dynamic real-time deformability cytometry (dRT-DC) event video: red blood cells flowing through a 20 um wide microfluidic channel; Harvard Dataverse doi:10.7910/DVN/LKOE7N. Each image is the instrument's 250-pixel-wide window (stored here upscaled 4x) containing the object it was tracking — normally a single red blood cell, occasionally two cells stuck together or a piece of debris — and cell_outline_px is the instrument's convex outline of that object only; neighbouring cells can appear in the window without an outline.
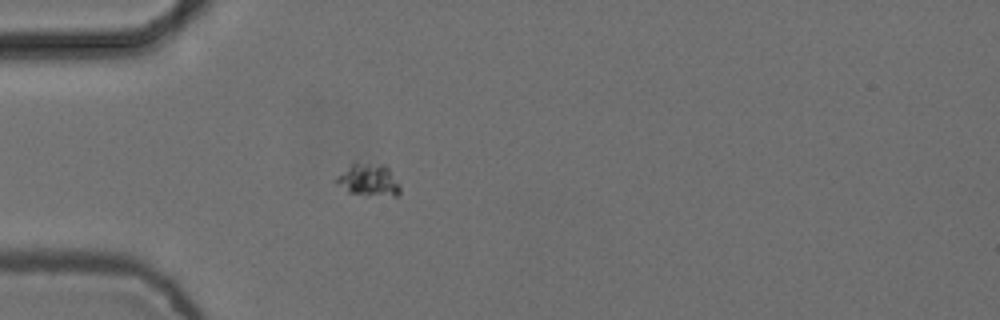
{"species": "common noctule bat (a hibernating species)", "species_latin": "Nyctalus noctula", "temperature_condition": "cold", "stored_images_in_passage": 1, "camera_frame_rate_fps": 3000, "um_per_image_px": 0.085, "animal": {"sex": "female", "body_mass_g": 24.6, "forearm_length_mm": 56.2}, "frame": {"image": 1, "passage_image": 1, "time_ms": 0.0, "image_size_px": [1000, 320], "cell_outline_px": [[400, 196], [368, 196], [348, 192], [336, 184], [336, 176], [352, 160], [356, 160], [384, 164], [388, 168], [400, 184]], "centroid_in_image_um": [31.31, 15.26], "position_along_channel_um": 53.7, "area_um2": 12.77}}